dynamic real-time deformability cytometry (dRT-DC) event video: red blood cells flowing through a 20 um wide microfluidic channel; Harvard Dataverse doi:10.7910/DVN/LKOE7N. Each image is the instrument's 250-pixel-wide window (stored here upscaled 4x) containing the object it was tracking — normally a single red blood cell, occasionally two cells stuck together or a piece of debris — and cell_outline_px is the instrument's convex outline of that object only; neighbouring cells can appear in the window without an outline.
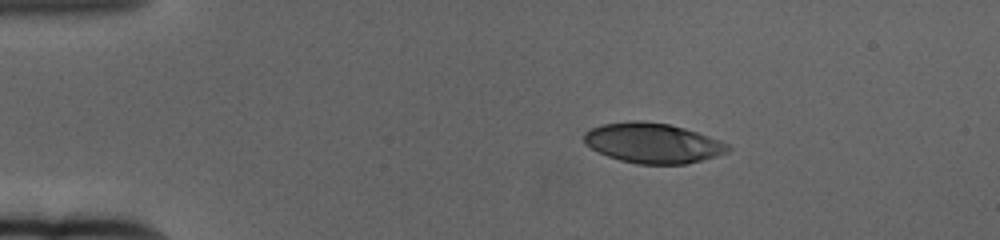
{"species": "human", "species_latin": "Homo sapiens", "temperature_condition": "cold", "stored_images_in_passage": 51, "camera_frame_rate_fps": 3000, "um_per_image_px": 0.085, "donor": {"sex": "female"}, "frame": {"image": 1, "passage_image": 1, "time_ms": 0.0, "image_size_px": [1000, 240], "cell_outline_px": [[732, 148], [728, 152], [716, 156], [684, 164], [640, 164], [620, 160], [608, 156], [584, 144], [584, 132], [600, 124], [632, 120], [644, 120], [668, 124], [684, 128], [708, 136], [728, 144]], "centroid_in_image_um": [55.47, 12.15], "position_along_channel_um": 29.5, "area_um2": 33.47}}
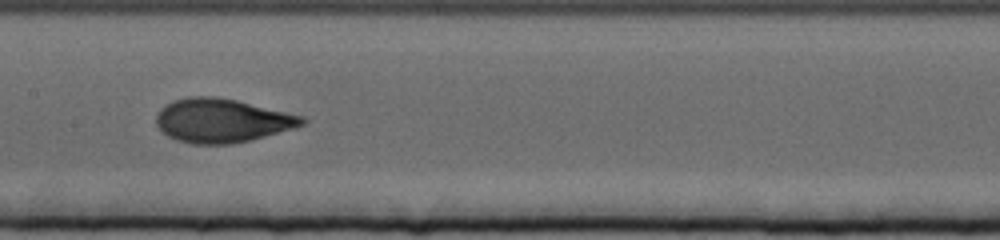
{"frame": {"image": 2, "passage_image": 21, "time_ms": 6.667, "image_size_px": [1000, 240], "cell_outline_px": [[308, 120], [304, 124], [296, 128], [252, 140], [232, 144], [192, 144], [176, 140], [168, 136], [156, 124], [156, 116], [160, 108], [164, 104], [172, 100], [188, 96], [216, 96], [236, 100], [304, 116]], "centroid_in_image_um": [18.87, 10.24], "position_along_channel_um": 188.5, "area_um2": 37.63}}
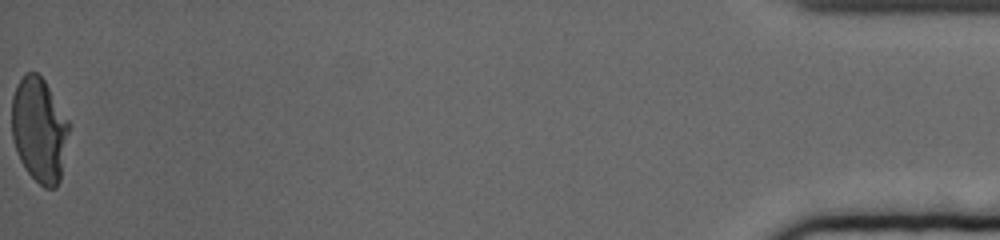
{"frame": {"image": 3, "passage_image": 51, "time_ms": 16.667, "image_size_px": [1000, 240], "cell_outline_px": [[68, 132], [60, 180], [56, 188], [44, 188], [28, 172], [20, 160], [12, 136], [12, 96], [16, 84], [28, 72], [36, 72], [44, 80], [68, 120]], "centroid_in_image_um": [3.32, 11.04], "position_along_channel_um": 431.9, "area_um2": 34.33}, "authors_computed_cell_mechanics": {"area_um2": 35.4892, "velocity_mm_per_s": 3.3593, "shape_relaxation_time_tau1_ms": 4.4586, "shape_relaxation_time_tau2_ms": 0.9367, "deformation_change_tau1": 0.2018, "deformation_change_tau2": 0.0632}}